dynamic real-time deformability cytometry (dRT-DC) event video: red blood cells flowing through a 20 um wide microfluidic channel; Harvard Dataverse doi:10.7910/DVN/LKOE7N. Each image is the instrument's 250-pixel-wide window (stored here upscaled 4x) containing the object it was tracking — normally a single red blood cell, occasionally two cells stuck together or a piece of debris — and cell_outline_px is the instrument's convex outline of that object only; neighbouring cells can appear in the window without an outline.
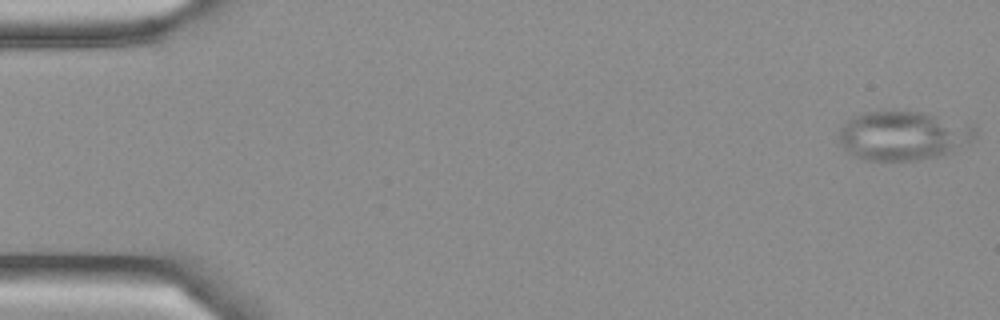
{"species": "Egyptian fruit bat (a non-hibernating species)", "species_latin": "Rousettus aegyptiacus", "temperature_condition": "cold", "stored_images_in_passage": 5, "camera_frame_rate_fps": 3000, "um_per_image_px": 0.085, "frame": {"image": 1, "passage_image": 1, "time_ms": 0.0, "image_size_px": [1000, 320], "cell_outline_px": [[976, 140], [944, 156], [920, 160], [864, 160], [852, 156], [844, 152], [840, 144], [840, 128], [852, 116], [860, 112], [892, 108], [920, 112], [976, 124]], "centroid_in_image_um": [76.79, 11.5], "position_along_channel_um": 8.2, "area_um2": 40.63}}